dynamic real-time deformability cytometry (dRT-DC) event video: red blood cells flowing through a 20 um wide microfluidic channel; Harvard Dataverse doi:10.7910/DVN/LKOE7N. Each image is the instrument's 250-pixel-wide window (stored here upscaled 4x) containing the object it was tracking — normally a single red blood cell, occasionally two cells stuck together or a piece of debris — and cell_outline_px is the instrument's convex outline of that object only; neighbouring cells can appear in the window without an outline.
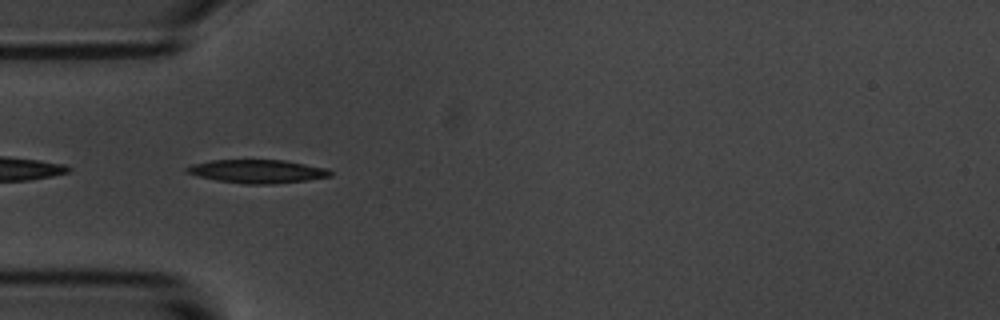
{"species": "common noctule bat (a hibernating species)", "species_latin": "Nyctalus noctula", "temperature_condition": "room temperature", "stored_images_in_passage": 6, "camera_frame_rate_fps": 3000, "um_per_image_px": 0.085, "animal": {"sex": "male", "body_mass_g": 20.1, "forearm_length_mm": 53.5}, "frame": {"image": 1, "passage_image": 5, "time_ms": 4.667, "image_size_px": [1000, 320], "cell_outline_px": [[332, 176], [308, 180], [272, 184], [244, 184], [216, 180], [184, 172], [184, 168], [192, 164], [212, 160], [284, 160], [328, 168], [332, 172]], "centroid_in_image_um": [21.89, 14.56], "position_along_channel_um": 63.1, "area_um2": 19.65}}